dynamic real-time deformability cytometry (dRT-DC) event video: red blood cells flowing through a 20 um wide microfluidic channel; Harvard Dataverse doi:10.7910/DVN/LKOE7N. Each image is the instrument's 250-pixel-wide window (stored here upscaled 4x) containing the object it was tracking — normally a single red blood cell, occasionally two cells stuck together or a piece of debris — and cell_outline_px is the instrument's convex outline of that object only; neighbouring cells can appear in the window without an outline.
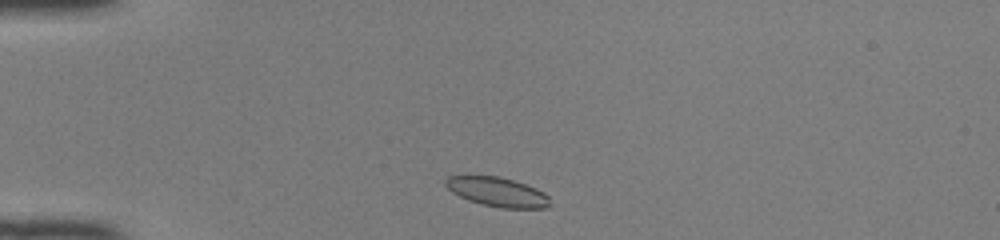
{"species": "common noctule bat (a hibernating species)", "species_latin": "Nyctalus noctula", "temperature_condition": "room temperature", "stored_images_in_passage": 39, "camera_frame_rate_fps": 3000, "um_per_image_px": 0.085, "animal": {"sex": "female", "body_mass_g": 22.0, "forearm_length_mm": 56.7}, "frame": {"image": 1, "passage_image": 2, "time_ms": 0.333, "image_size_px": [1000, 240], "cell_outline_px": [[548, 208], [500, 208], [480, 204], [468, 200], [452, 192], [444, 184], [444, 180], [448, 176], [500, 176], [536, 188], [544, 192], [548, 196]], "centroid_in_image_um": [42.25, 16.32], "position_along_channel_um": 42.7, "area_um2": 17.74}}
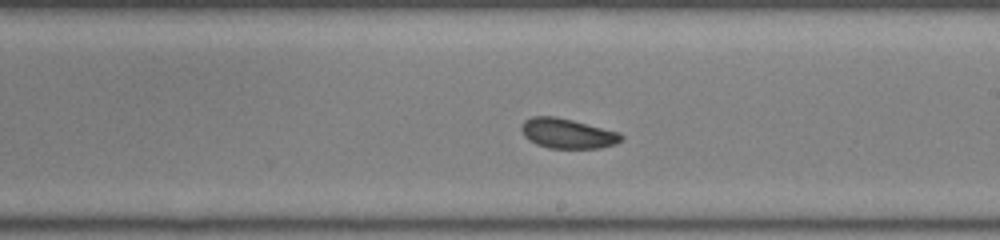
{"frame": {"image": 2, "passage_image": 19, "time_ms": 6.0, "image_size_px": [1000, 240], "cell_outline_px": [[624, 136], [616, 144], [600, 148], [548, 148], [536, 144], [528, 140], [524, 136], [520, 128], [520, 124], [524, 120], [532, 116], [556, 116], [620, 132]], "centroid_in_image_um": [48.2, 11.34], "position_along_channel_um": 240.8, "area_um2": 17.57}}
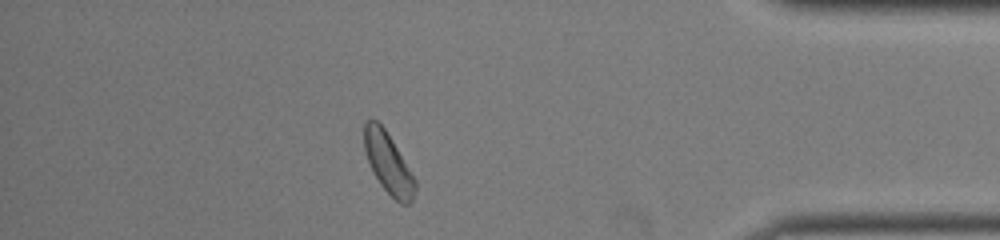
{"frame": {"image": 3, "passage_image": 33, "time_ms": 10.667, "image_size_px": [1000, 240], "cell_outline_px": [[416, 188], [412, 200], [408, 204], [400, 204], [380, 184], [372, 172], [364, 148], [364, 124], [368, 120], [376, 120], [384, 128], [416, 180]], "centroid_in_image_um": [32.99, 13.89], "position_along_channel_um": 402.2, "area_um2": 17.57}, "authors_computed_cell_mechanics": {"area_um2": 17.7446, "velocity_mm_per_s": 4.1098, "shape_relaxation_time_tau1_ms": 7.4165, "shape_relaxation_time_tau2_ms": 2.5387, "deformation_change_tau1": 0.1155, "deformation_change_tau2": 0.0651}}